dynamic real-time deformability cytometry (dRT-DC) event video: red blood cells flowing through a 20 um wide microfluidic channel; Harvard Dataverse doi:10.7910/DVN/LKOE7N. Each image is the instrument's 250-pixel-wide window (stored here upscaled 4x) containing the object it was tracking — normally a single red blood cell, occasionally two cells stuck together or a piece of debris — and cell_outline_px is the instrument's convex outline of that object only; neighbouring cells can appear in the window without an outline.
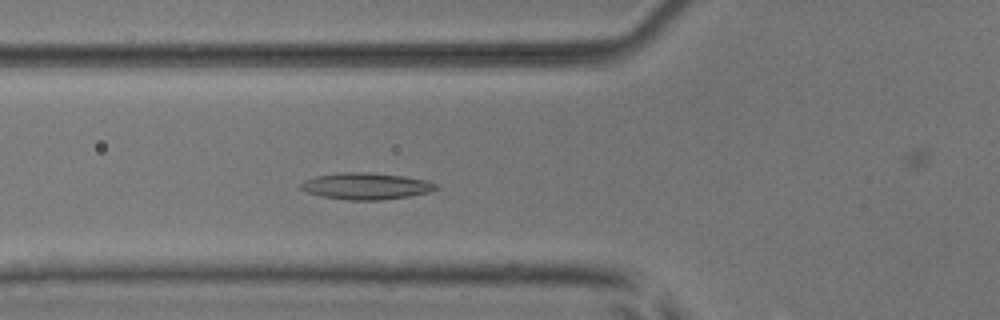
{"species": "common noctule bat (a hibernating species)", "species_latin": "Nyctalus noctula", "temperature_condition": "room temperature", "stored_images_in_passage": 43, "camera_frame_rate_fps": 3000, "um_per_image_px": 0.085, "animal": {"sex": "male", "body_mass_g": 17.9, "forearm_length_mm": 54.2}, "frame": {"image": 1, "passage_image": 19, "time_ms": 6.0, "image_size_px": [1000, 320], "cell_outline_px": [[440, 188], [428, 192], [408, 196], [380, 200], [348, 200], [320, 196], [308, 192], [300, 188], [300, 184], [304, 180], [316, 176], [340, 172], [368, 172], [404, 176], [428, 180], [436, 184]], "centroid_in_image_um": [31.11, 15.81], "position_along_channel_um": 94.7, "area_um2": 20.98}}
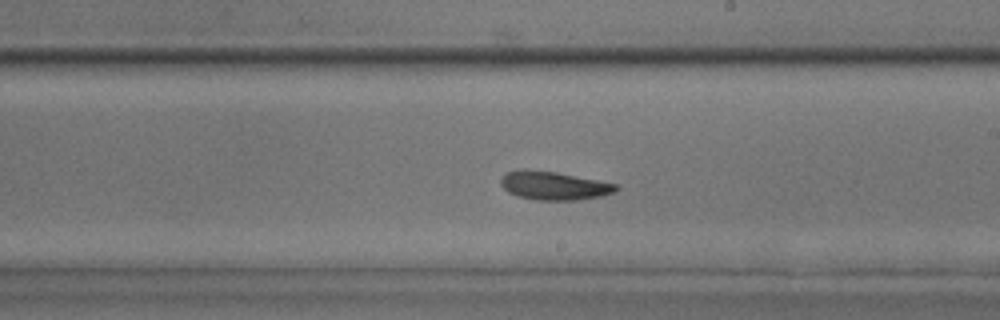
{"frame": {"image": 2, "passage_image": 30, "time_ms": 9.667, "image_size_px": [1000, 320], "cell_outline_px": [[620, 188], [616, 192], [600, 196], [576, 200], [536, 200], [516, 196], [508, 192], [500, 184], [500, 180], [504, 172], [520, 168], [524, 168], [556, 172], [616, 184]], "centroid_in_image_um": [47.02, 15.77], "position_along_channel_um": 242.0, "area_um2": 19.31}}
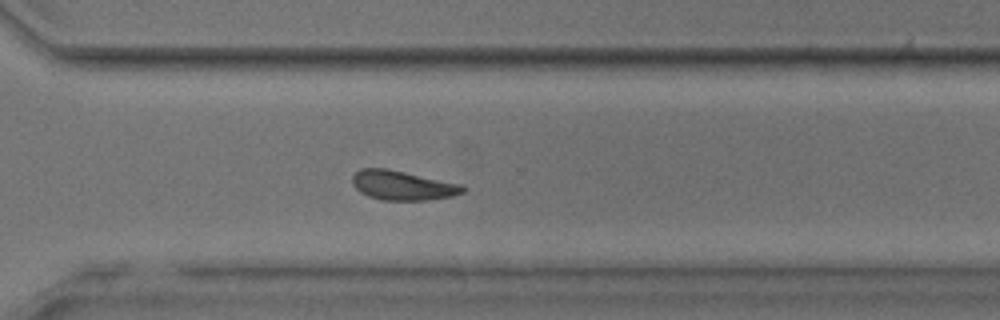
{"frame": {"image": 3, "passage_image": 37, "time_ms": 12.0, "image_size_px": [1000, 320], "cell_outline_px": [[468, 188], [464, 192], [452, 196], [424, 200], [380, 200], [368, 196], [360, 192], [352, 184], [352, 176], [360, 168], [388, 168], [464, 184]], "centroid_in_image_um": [34.25, 15.75], "position_along_channel_um": 336.4, "area_um2": 19.25}, "authors_computed_cell_mechanics": {"area_um2": 19.4786, "velocity_mm_per_s": 4.0313, "shape_relaxation_time_tau1_ms": 6.309, "shape_relaxation_time_tau2_ms": 7.0893, "deformation_change_tau1": 0.124, "deformation_change_tau2": 0.1704}}